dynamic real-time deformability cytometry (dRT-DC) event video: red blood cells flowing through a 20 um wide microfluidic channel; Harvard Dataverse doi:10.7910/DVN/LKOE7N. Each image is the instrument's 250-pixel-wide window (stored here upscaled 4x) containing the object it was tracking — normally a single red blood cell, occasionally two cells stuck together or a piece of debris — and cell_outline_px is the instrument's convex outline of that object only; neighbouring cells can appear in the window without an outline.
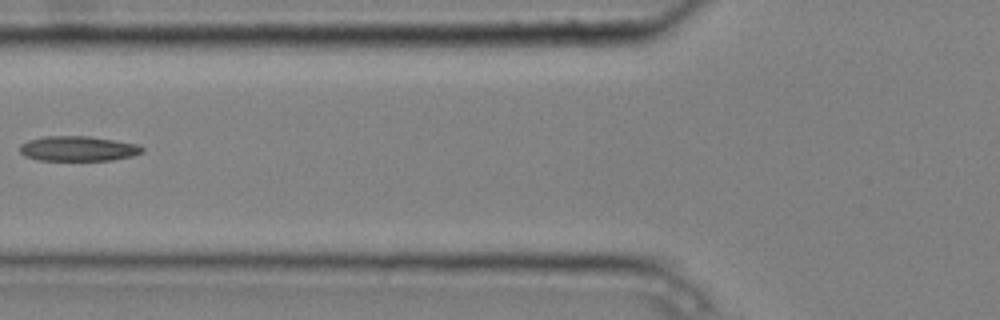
{"species": "common noctule bat (a hibernating species)", "species_latin": "Nyctalus noctula", "temperature_condition": "cold", "stored_images_in_passage": 5, "camera_frame_rate_fps": 3000, "um_per_image_px": 0.085, "animal": {"sex": "male", "body_mass_g": 20.4}, "frame": {"image": 1, "passage_image": 4, "time_ms": 1.0, "image_size_px": [1000, 320], "cell_outline_px": [[144, 152], [132, 156], [112, 160], [40, 160], [24, 156], [20, 152], [20, 144], [28, 140], [44, 136], [88, 136], [116, 140], [140, 144], [144, 148]], "centroid_in_image_um": [6.67, 12.62], "position_along_channel_um": 119.1, "area_um2": 17.98}}
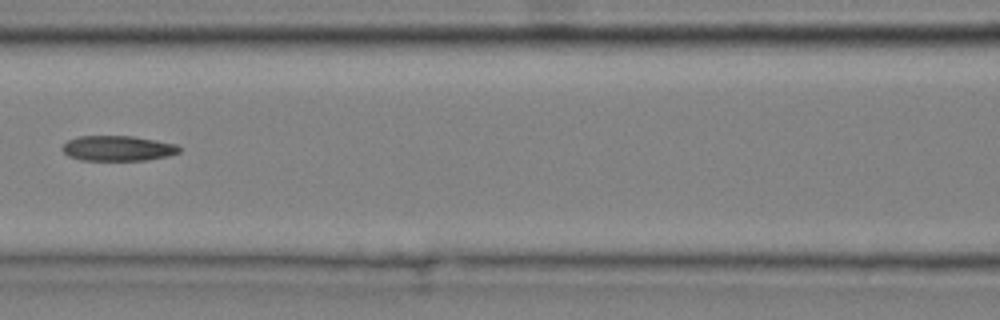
{"frame": {"image": 2, "passage_image": 5, "time_ms": 1.333, "image_size_px": [1000, 320], "cell_outline_px": [[180, 152], [168, 156], [144, 160], [80, 160], [68, 156], [60, 148], [68, 140], [80, 136], [132, 136], [156, 140], [176, 144], [180, 148]], "centroid_in_image_um": [10.0, 12.61], "position_along_channel_um": 156.6, "area_um2": 17.17}}